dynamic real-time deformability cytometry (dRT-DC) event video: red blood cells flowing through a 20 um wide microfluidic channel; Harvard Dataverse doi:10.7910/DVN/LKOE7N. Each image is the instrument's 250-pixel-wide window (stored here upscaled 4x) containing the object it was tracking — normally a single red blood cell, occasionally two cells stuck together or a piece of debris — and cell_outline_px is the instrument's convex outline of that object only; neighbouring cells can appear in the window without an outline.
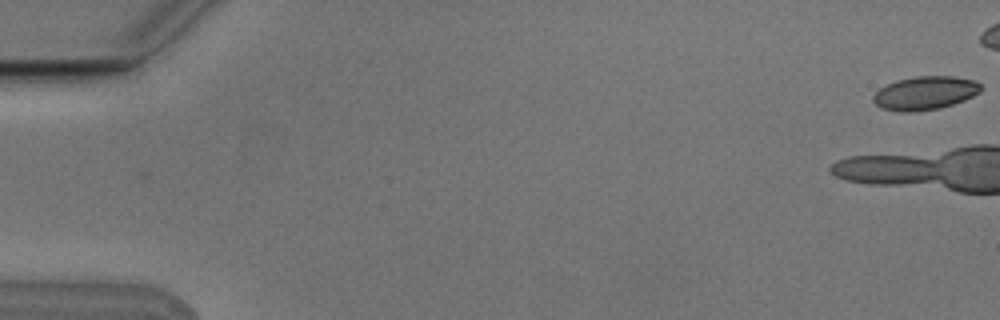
{"species": "Egyptian fruit bat (a non-hibernating species)", "species_latin": "Rousettus aegyptiacus", "temperature_condition": "cold", "stored_images_in_passage": 5, "camera_frame_rate_fps": 3000, "um_per_image_px": 0.085, "animal": {"sex": "male"}, "frame": {"image": 1, "passage_image": 1, "time_ms": 0.0, "image_size_px": [1000, 320], "cell_outline_px": [[984, 88], [980, 92], [964, 100], [940, 108], [916, 112], [896, 112], [880, 108], [872, 100], [872, 96], [880, 88], [896, 80], [916, 76], [952, 76], [976, 80]], "centroid_in_image_um": [78.62, 7.91], "position_along_channel_um": 6.4, "area_um2": 21.27}}